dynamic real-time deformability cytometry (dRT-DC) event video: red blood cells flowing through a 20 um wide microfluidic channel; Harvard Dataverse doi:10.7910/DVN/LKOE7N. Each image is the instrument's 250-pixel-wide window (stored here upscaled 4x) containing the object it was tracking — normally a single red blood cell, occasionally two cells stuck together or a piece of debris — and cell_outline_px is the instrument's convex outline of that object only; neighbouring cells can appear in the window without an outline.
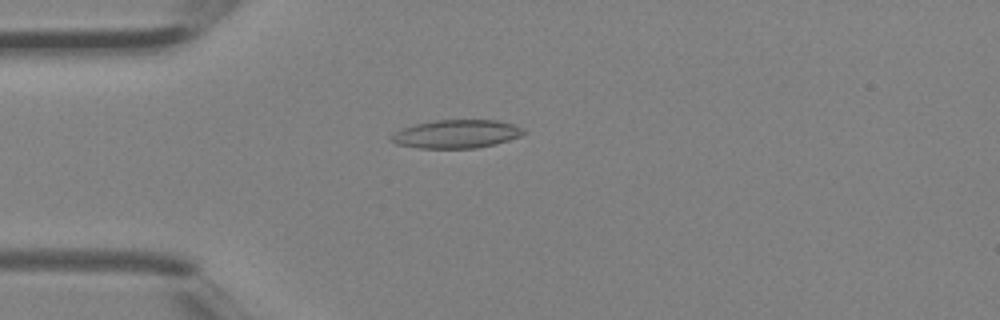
{"species": "Egyptian fruit bat (a non-hibernating species)", "species_latin": "Rousettus aegyptiacus", "temperature_condition": "room temperature", "stored_images_in_passage": 3, "camera_frame_rate_fps": 3000, "um_per_image_px": 0.085, "animal": {"sex": "female"}, "frame": {"image": 1, "passage_image": 3, "time_ms": 0.667, "image_size_px": [1000, 320], "cell_outline_px": [[524, 132], [520, 136], [496, 144], [476, 148], [416, 148], [396, 144], [388, 140], [392, 132], [400, 128], [416, 124], [436, 120], [496, 120], [512, 124], [524, 128]], "centroid_in_image_um": [38.73, 11.39], "position_along_channel_um": 46.3, "area_um2": 22.02}}